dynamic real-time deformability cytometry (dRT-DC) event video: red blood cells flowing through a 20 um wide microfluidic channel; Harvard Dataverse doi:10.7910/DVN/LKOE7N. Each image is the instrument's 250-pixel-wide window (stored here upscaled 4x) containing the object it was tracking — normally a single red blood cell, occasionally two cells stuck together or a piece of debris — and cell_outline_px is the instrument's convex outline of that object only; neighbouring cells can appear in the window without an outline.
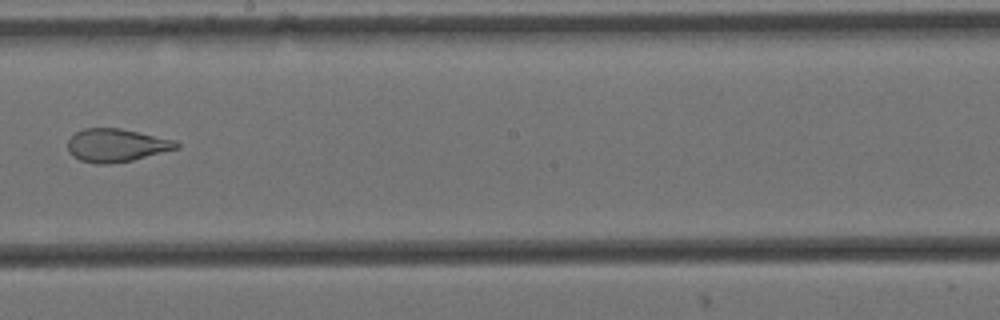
{"species": "Egyptian fruit bat (a non-hibernating species)", "species_latin": "Rousettus aegyptiacus", "temperature_condition": "cold", "stored_images_in_passage": 15, "camera_frame_rate_fps": 3000, "um_per_image_px": 0.085, "animal": {"sex": "female"}, "frame": {"image": 1, "passage_image": 9, "time_ms": 2.667, "image_size_px": [1000, 320], "cell_outline_px": [[180, 148], [132, 160], [108, 164], [96, 164], [80, 160], [72, 156], [68, 152], [68, 140], [76, 132], [84, 128], [120, 128], [176, 140], [180, 144]], "centroid_in_image_um": [9.9, 12.35], "position_along_channel_um": 238.3, "area_um2": 21.04}}
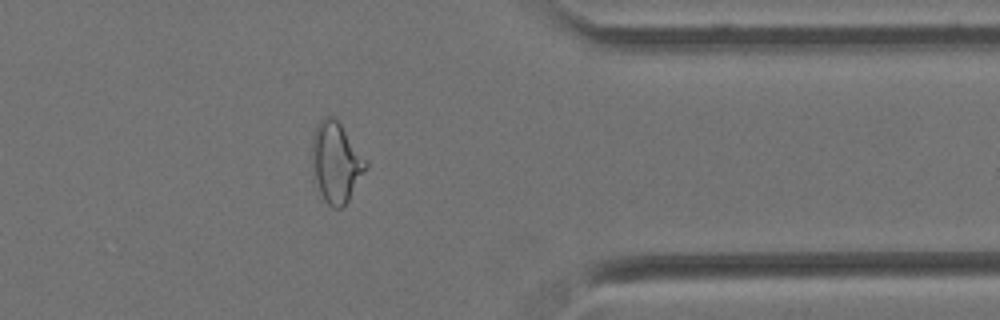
{"frame": {"image": 2, "passage_image": 13, "time_ms": 4.0, "image_size_px": [1000, 320], "cell_outline_px": [[368, 168], [348, 200], [340, 208], [332, 208], [324, 200], [312, 180], [312, 136], [320, 120], [324, 116], [332, 116], [340, 124], [368, 164]], "centroid_in_image_um": [28.52, 13.84], "position_along_channel_um": 382.9, "area_um2": 25.09}}